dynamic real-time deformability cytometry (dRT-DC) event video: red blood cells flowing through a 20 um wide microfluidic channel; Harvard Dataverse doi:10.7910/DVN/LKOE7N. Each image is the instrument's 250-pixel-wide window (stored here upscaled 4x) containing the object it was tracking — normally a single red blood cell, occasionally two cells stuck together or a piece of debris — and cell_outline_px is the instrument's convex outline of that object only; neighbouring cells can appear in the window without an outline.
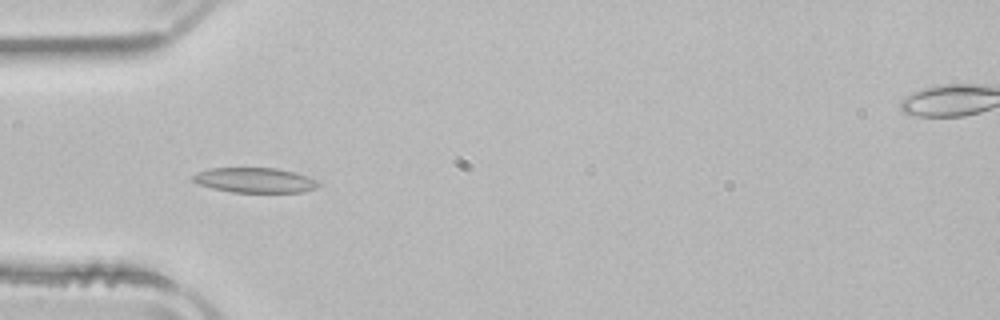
{"species": "common noctule bat (a hibernating species)", "species_latin": "Nyctalus noctula", "temperature_condition": "room temperature", "stored_images_in_passage": 5, "camera_frame_rate_fps": 3000, "um_per_image_px": 0.085, "animal": {"sex": "male", "body_mass_g": 21.5, "forearm_length_mm": 52.0}, "frame": {"image": 1, "passage_image": 4, "time_ms": 1.0, "image_size_px": [1000, 320], "cell_outline_px": [[320, 184], [316, 188], [300, 192], [232, 192], [212, 188], [200, 184], [192, 180], [192, 176], [196, 172], [208, 168], [276, 168], [296, 172], [308, 176], [316, 180]], "centroid_in_image_um": [21.66, 15.31], "position_along_channel_um": 63.3, "area_um2": 18.26}}
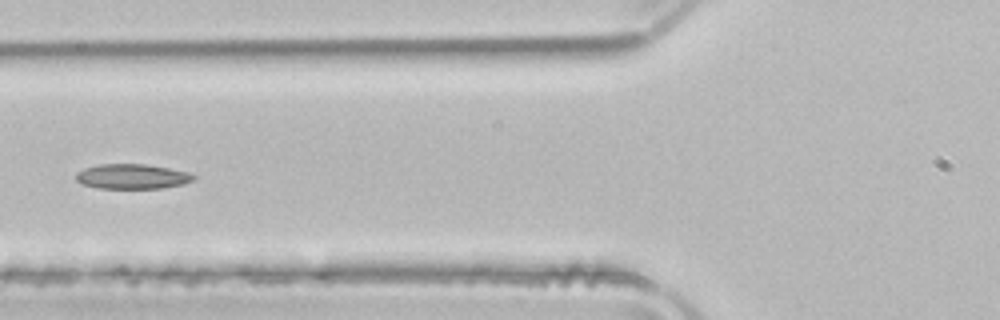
{"frame": {"image": 2, "passage_image": 5, "time_ms": 1.333, "image_size_px": [1000, 320], "cell_outline_px": [[196, 176], [192, 180], [184, 184], [164, 188], [96, 188], [80, 184], [76, 180], [76, 172], [84, 168], [100, 164], [148, 164], [188, 172]], "centroid_in_image_um": [11.2, 15.0], "position_along_channel_um": 114.6, "area_um2": 17.17}}